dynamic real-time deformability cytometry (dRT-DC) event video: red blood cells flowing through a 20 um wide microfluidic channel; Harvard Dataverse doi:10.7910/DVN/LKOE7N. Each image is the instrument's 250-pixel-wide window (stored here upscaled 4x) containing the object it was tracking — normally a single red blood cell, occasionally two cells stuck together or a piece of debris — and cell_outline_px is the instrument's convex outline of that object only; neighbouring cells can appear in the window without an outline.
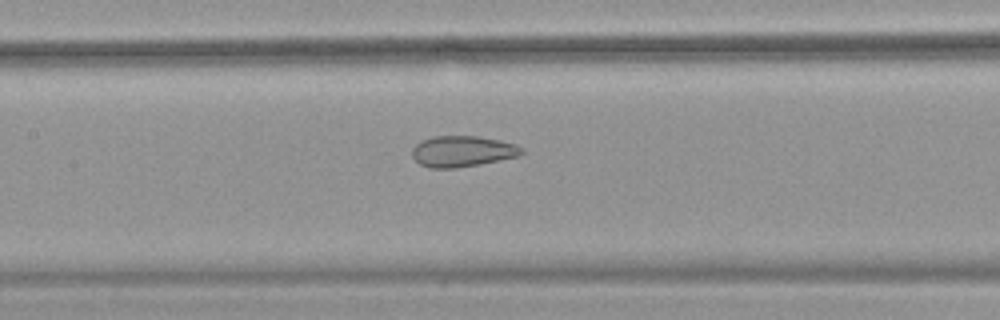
{"species": "common noctule bat (a hibernating species)", "species_latin": "Nyctalus noctula", "temperature_condition": "warm", "stored_images_in_passage": 44, "camera_frame_rate_fps": 3000, "um_per_image_px": 0.085, "animal": {"sex": "female", "body_mass_g": 18.4}, "frame": {"image": 1, "passage_image": 17, "time_ms": 5.333, "image_size_px": [1000, 320], "cell_outline_px": [[524, 152], [516, 156], [480, 164], [456, 168], [428, 168], [420, 164], [412, 156], [412, 148], [416, 144], [432, 136], [476, 136], [500, 140], [516, 144], [524, 148]], "centroid_in_image_um": [39.3, 12.86], "position_along_channel_um": 168.1, "area_um2": 19.71}}
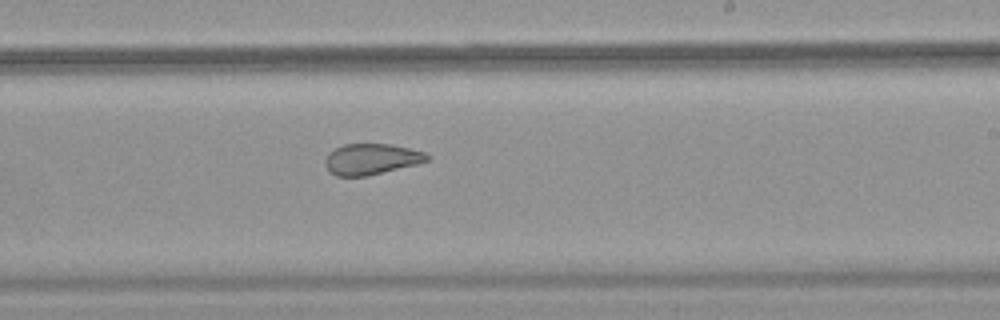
{"frame": {"image": 2, "passage_image": 24, "time_ms": 7.667, "image_size_px": [1000, 320], "cell_outline_px": [[428, 160], [416, 164], [368, 176], [336, 176], [324, 164], [324, 160], [328, 152], [344, 144], [392, 144], [424, 152], [428, 156]], "centroid_in_image_um": [31.53, 13.52], "position_along_channel_um": 257.5, "area_um2": 18.21}}
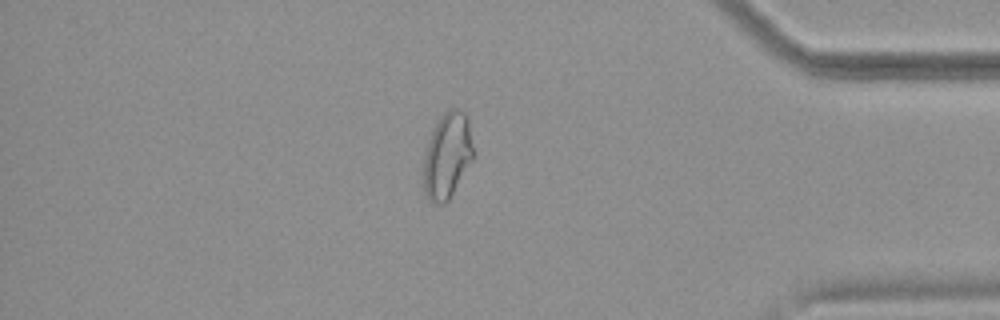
{"frame": {"image": 3, "passage_image": 37, "time_ms": 12.0, "image_size_px": [1000, 320], "cell_outline_px": [[472, 160], [448, 200], [444, 204], [436, 204], [428, 200], [424, 192], [424, 156], [432, 128], [440, 116], [444, 112], [452, 108], [456, 108], [464, 112], [468, 116], [472, 148]], "centroid_in_image_um": [37.99, 13.21], "position_along_channel_um": 397.2, "area_um2": 24.68}, "authors_computed_cell_mechanics": {"area_um2": 22.1952, "velocity_mm_per_s": 3.853, "shape_relaxation_time_tau1_ms": null, "shape_relaxation_time_tau2_ms": 1.4205, "deformation_change_tau1": null, "deformation_change_tau2": 0.0757}}